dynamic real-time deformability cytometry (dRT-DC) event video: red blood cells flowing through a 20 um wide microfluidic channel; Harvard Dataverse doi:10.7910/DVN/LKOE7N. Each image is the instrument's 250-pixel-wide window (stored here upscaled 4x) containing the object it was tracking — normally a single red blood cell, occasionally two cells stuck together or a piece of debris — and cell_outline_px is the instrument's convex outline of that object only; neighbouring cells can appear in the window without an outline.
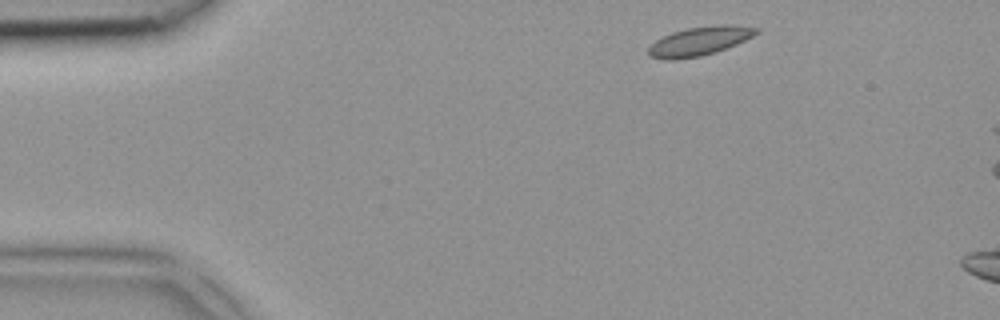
{"species": "common noctule bat (a hibernating species)", "species_latin": "Nyctalus noctula", "temperature_condition": "room temperature", "stored_images_in_passage": 3, "camera_frame_rate_fps": 3000, "um_per_image_px": 0.085, "animal": {"sex": "female", "body_mass_g": 18.4}, "frame": {"image": 1, "passage_image": 1, "time_ms": 0.0, "image_size_px": [1000, 320], "cell_outline_px": [[760, 32], [736, 44], [716, 52], [700, 56], [676, 60], [664, 60], [648, 56], [648, 48], [656, 40], [672, 32], [688, 28], [720, 24], [732, 24], [760, 28]], "centroid_in_image_um": [59.46, 3.5], "position_along_channel_um": 25.5, "area_um2": 18.21}}